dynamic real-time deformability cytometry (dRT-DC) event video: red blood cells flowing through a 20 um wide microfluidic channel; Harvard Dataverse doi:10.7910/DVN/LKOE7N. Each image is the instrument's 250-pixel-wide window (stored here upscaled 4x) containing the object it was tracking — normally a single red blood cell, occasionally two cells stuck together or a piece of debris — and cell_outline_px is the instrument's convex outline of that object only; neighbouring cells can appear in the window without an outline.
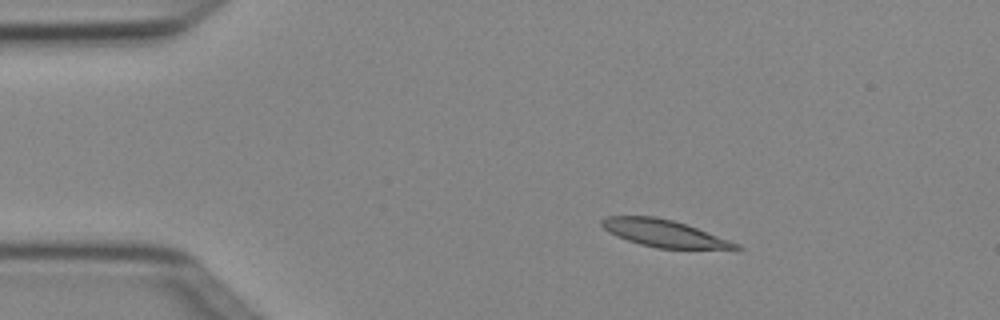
{"species": "Egyptian fruit bat (a non-hibernating species)", "species_latin": "Rousettus aegyptiacus", "temperature_condition": "cold", "stored_images_in_passage": 6, "camera_frame_rate_fps": 3000, "um_per_image_px": 0.085, "animal": {"sex": "female"}, "frame": {"image": 1, "passage_image": 1, "time_ms": 0.0, "image_size_px": [1000, 320], "cell_outline_px": [[744, 248], [736, 252], [656, 248], [640, 244], [616, 236], [608, 232], [600, 224], [600, 220], [604, 216], [656, 216], [672, 220], [696, 228], [740, 244]], "centroid_in_image_um": [56.59, 19.89], "position_along_channel_um": 28.4, "area_um2": 22.08}}
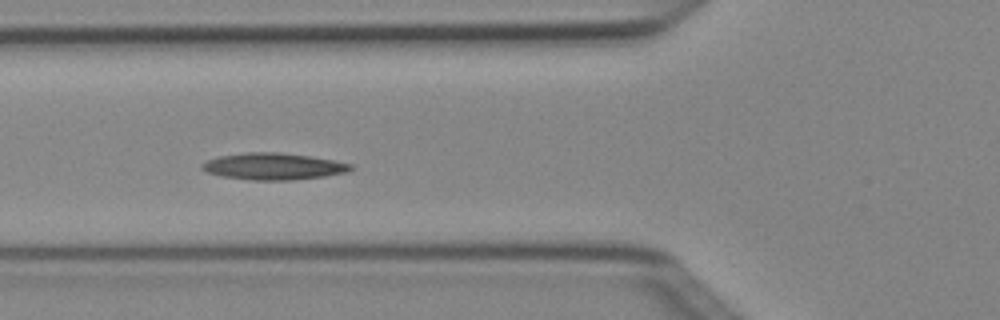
{"frame": {"image": 2, "passage_image": 4, "time_ms": 1.0, "image_size_px": [1000, 320], "cell_outline_px": [[352, 168], [348, 172], [324, 176], [292, 180], [248, 180], [220, 176], [208, 172], [200, 168], [200, 164], [208, 160], [220, 156], [248, 152], [280, 152], [308, 156], [332, 160], [352, 164]], "centroid_in_image_um": [23.21, 14.15], "position_along_channel_um": 102.6, "area_um2": 23.06}}
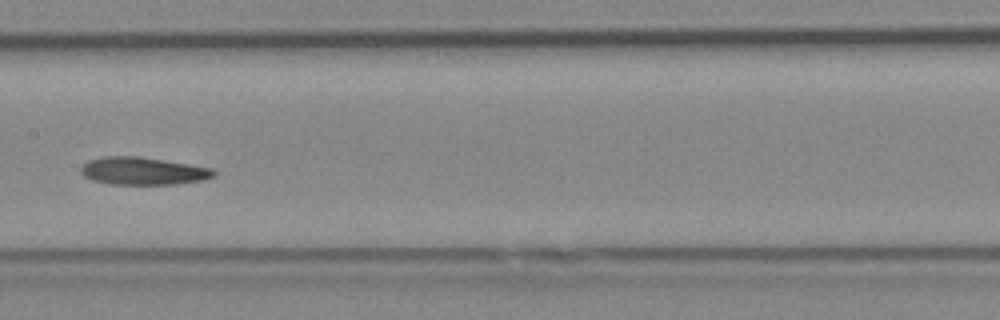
{"frame": {"image": 3, "passage_image": 6, "time_ms": 1.667, "image_size_px": [1000, 320], "cell_outline_px": [[216, 176], [204, 180], [176, 184], [108, 184], [92, 180], [84, 176], [80, 172], [80, 168], [88, 160], [104, 156], [140, 156], [212, 168], [216, 172]], "centroid_in_image_um": [12.15, 14.53], "position_along_channel_um": 195.2, "area_um2": 21.5}}